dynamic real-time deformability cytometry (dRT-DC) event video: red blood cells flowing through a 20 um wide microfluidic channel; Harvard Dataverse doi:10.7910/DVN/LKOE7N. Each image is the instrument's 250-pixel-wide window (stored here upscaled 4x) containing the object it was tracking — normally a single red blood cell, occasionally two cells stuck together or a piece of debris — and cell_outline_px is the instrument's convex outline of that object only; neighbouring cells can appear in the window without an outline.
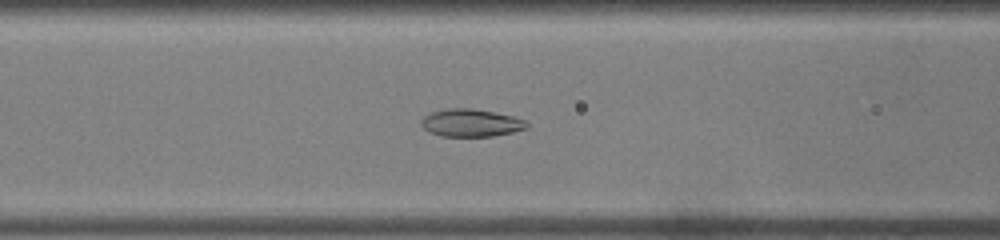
{"species": "common noctule bat (a hibernating species)", "species_latin": "Nyctalus noctula", "temperature_condition": "warm", "stored_images_in_passage": 45, "camera_frame_rate_fps": 3000, "um_per_image_px": 0.085, "animal": {"sex": "male", "body_mass_g": 19.0, "forearm_length_mm": 50.8}, "frame": {"image": 1, "passage_image": 15, "time_ms": 4.667, "image_size_px": [1000, 240], "cell_outline_px": [[528, 128], [512, 132], [492, 136], [440, 136], [428, 132], [420, 124], [420, 120], [424, 116], [432, 112], [448, 108], [472, 108], [496, 112], [512, 116], [524, 120], [528, 124]], "centroid_in_image_um": [40.01, 10.44], "position_along_channel_um": 126.6, "area_um2": 17.05}}
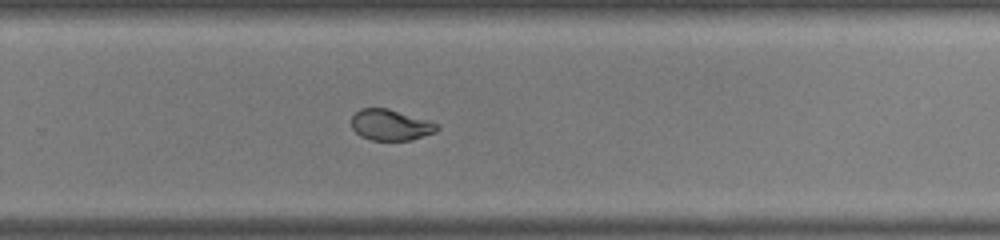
{"frame": {"image": 2, "passage_image": 28, "time_ms": 9.0, "image_size_px": [1000, 240], "cell_outline_px": [[440, 128], [436, 132], [412, 140], [372, 140], [360, 136], [352, 128], [352, 116], [360, 108], [388, 108], [428, 120], [436, 124]], "centroid_in_image_um": [33.2, 10.62], "position_along_channel_um": 296.6, "area_um2": 15.43}}
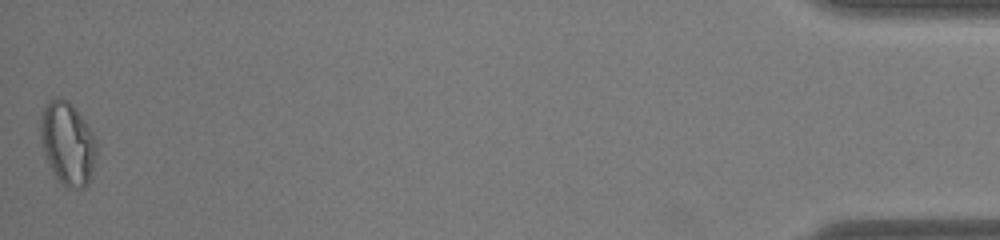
{"frame": {"image": 3, "passage_image": 45, "time_ms": 14.667, "image_size_px": [1000, 240], "cell_outline_px": [[96, 156], [92, 172], [88, 184], [84, 188], [76, 188], [64, 184], [56, 176], [44, 156], [40, 136], [40, 116], [44, 104], [52, 96], [56, 96], [68, 100], [76, 108], [92, 132], [96, 140]], "centroid_in_image_um": [5.72, 12.12], "position_along_channel_um": 429.5, "area_um2": 27.22}, "authors_computed_cell_mechanics": {"area_um2": 18.0336, "velocity_mm_per_s": 3.9333, "shape_relaxation_time_tau1_ms": null, "shape_relaxation_time_tau2_ms": 0.932, "deformation_change_tau1": null, "deformation_change_tau2": 0.0601}}